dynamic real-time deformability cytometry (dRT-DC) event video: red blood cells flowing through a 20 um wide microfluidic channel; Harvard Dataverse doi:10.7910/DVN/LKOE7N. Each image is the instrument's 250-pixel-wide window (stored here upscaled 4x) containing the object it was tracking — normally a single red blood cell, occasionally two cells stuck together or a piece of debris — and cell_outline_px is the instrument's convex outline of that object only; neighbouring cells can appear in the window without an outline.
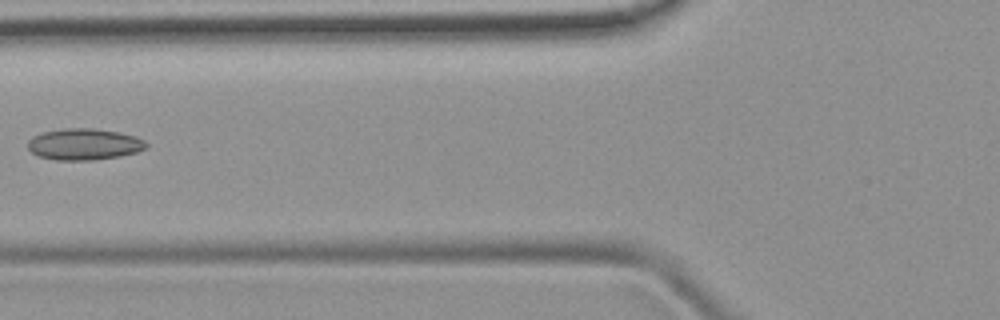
{"species": "common noctule bat (a hibernating species)", "species_latin": "Nyctalus noctula", "temperature_condition": "room temperature", "stored_images_in_passage": 7, "camera_frame_rate_fps": 3000, "um_per_image_px": 0.085, "animal": {"sex": "female", "body_mass_g": 19.9}, "frame": {"image": 1, "passage_image": 6, "time_ms": 5.667, "image_size_px": [1000, 320], "cell_outline_px": [[148, 148], [136, 152], [120, 156], [96, 160], [56, 160], [40, 156], [32, 152], [28, 148], [28, 140], [32, 136], [44, 132], [64, 128], [92, 128], [120, 132], [136, 136], [144, 140], [148, 144]], "centroid_in_image_um": [7.18, 12.26], "position_along_channel_um": 118.6, "area_um2": 21.79}}
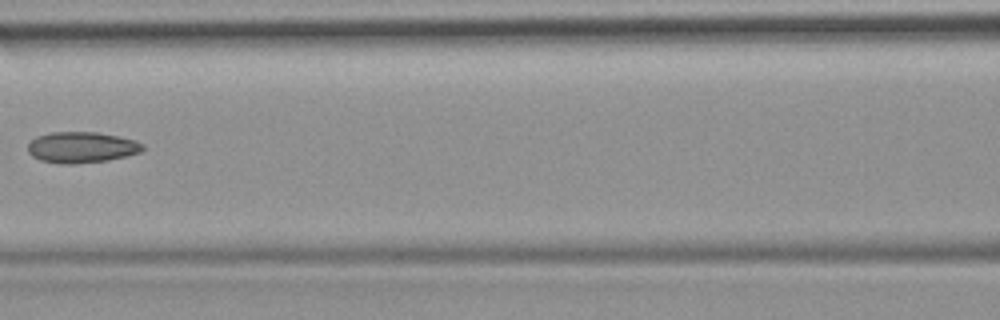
{"frame": {"image": 2, "passage_image": 7, "time_ms": 6.667, "image_size_px": [1000, 320], "cell_outline_px": [[144, 148], [140, 152], [128, 156], [108, 160], [72, 164], [60, 164], [40, 160], [32, 156], [28, 152], [28, 144], [36, 136], [52, 132], [96, 132], [136, 140], [144, 144]], "centroid_in_image_um": [6.94, 12.53], "position_along_channel_um": 159.7, "area_um2": 20.81}}